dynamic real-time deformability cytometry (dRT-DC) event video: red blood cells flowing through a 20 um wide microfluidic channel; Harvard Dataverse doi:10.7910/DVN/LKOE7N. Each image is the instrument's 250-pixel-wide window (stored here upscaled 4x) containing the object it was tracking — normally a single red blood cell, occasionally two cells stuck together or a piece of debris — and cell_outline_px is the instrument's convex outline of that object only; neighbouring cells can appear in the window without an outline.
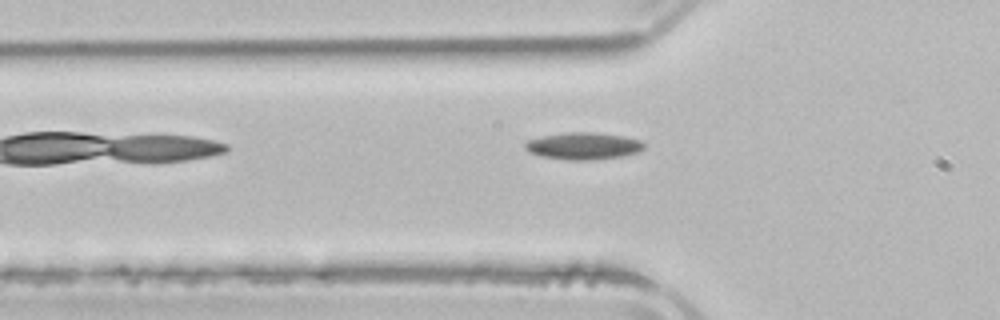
{"species": "common noctule bat (a hibernating species)", "species_latin": "Nyctalus noctula", "temperature_condition": "room temperature", "stored_images_in_passage": 3, "camera_frame_rate_fps": 3000, "um_per_image_px": 0.085, "animal": {"sex": "male", "body_mass_g": 21.5, "forearm_length_mm": 52.0}, "frame": {"image": 1, "passage_image": 3, "time_ms": 3.333, "image_size_px": [1000, 320], "cell_outline_px": [[644, 148], [640, 152], [620, 156], [592, 160], [568, 160], [540, 156], [528, 152], [524, 148], [524, 144], [528, 140], [544, 136], [568, 132], [592, 132], [624, 136], [640, 140], [644, 144]], "centroid_in_image_um": [49.58, 12.41], "position_along_channel_um": 76.2, "area_um2": 18.73}}